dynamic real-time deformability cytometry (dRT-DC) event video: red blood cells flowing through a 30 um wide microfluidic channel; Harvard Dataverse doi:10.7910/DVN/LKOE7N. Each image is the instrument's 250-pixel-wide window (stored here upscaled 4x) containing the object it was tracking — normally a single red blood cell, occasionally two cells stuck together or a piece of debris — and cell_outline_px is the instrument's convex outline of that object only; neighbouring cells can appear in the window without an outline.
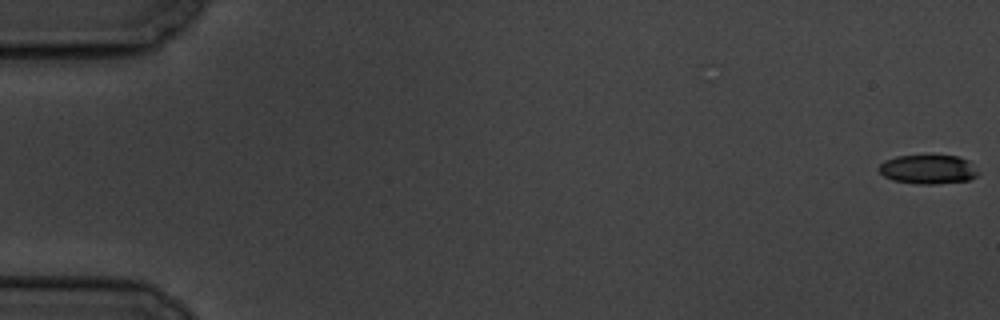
{"species": "common noctule bat (a hibernating species)", "species_latin": "Nyctalus noctula", "temperature_condition": "cold", "stored_images_in_passage": 3, "segment_of_instrument_passage": [2, 2], "camera_frame_rate_fps": 3000, "um_per_image_px": 0.085, "animal": {"sex": "male", "body_mass_g": 19.5, "forearm_length_mm": 54.6}, "frame": {"image": 1, "passage_image": 3, "time_ms": 2.333, "image_size_px": [1000, 320], "cell_outline_px": [[980, 172], [976, 176], [968, 180], [936, 184], [916, 184], [892, 180], [884, 176], [876, 168], [884, 160], [896, 156], [932, 152], [956, 156], [968, 160]], "centroid_in_image_um": [78.86, 14.34], "position_along_channel_um": 6.1, "area_um2": 17.74}}